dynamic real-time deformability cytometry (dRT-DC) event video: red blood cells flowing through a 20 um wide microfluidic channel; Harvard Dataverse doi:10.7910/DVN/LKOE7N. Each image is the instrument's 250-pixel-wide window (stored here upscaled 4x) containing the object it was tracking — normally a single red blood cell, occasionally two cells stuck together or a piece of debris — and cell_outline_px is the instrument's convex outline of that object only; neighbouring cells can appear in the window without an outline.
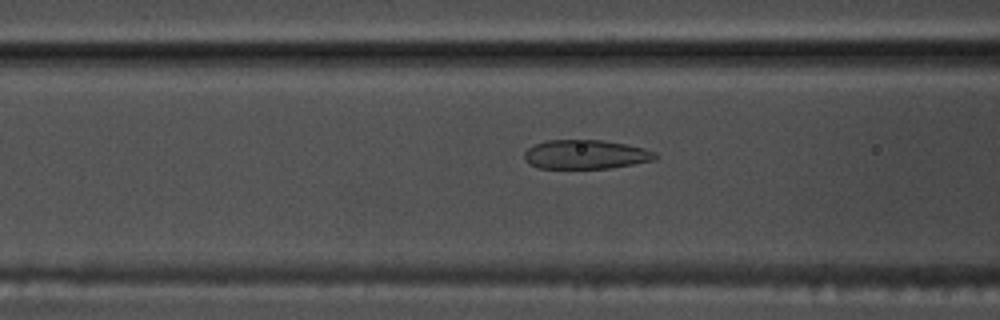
{"species": "common noctule bat (a hibernating species)", "species_latin": "Nyctalus noctula", "temperature_condition": "warm", "stored_images_in_passage": 53, "camera_frame_rate_fps": 3000, "um_per_image_px": 0.085, "animal": {"sex": "male", "body_mass_g": 17.5, "forearm_length_mm": 52.3}, "frame": {"image": 1, "passage_image": 21, "time_ms": 6.667, "image_size_px": [1000, 320], "cell_outline_px": [[660, 156], [656, 160], [612, 168], [536, 168], [528, 164], [524, 160], [524, 152], [528, 148], [536, 144], [548, 140], [600, 140], [624, 144], [644, 148], [656, 152]], "centroid_in_image_um": [49.8, 13.14], "position_along_channel_um": 116.8, "area_um2": 22.37}}
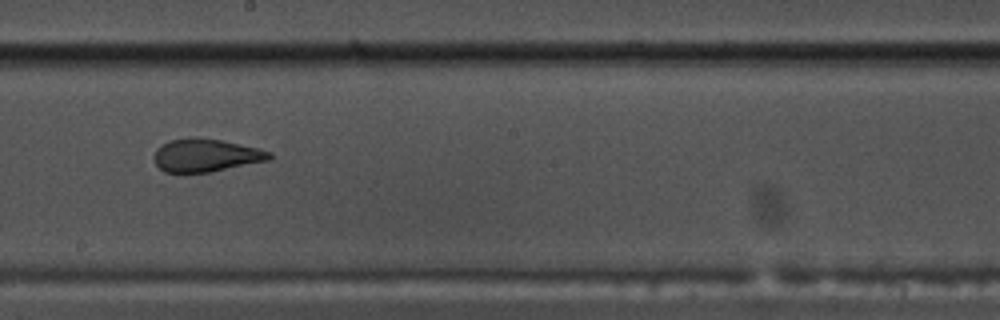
{"frame": {"image": 2, "passage_image": 30, "time_ms": 9.667, "image_size_px": [1000, 320], "cell_outline_px": [[272, 160], [208, 172], [184, 176], [164, 172], [156, 164], [152, 156], [156, 148], [160, 144], [172, 140], [192, 136], [196, 136], [220, 140], [260, 148], [272, 152]], "centroid_in_image_um": [17.45, 13.23], "position_along_channel_um": 230.7, "area_um2": 23.06}}
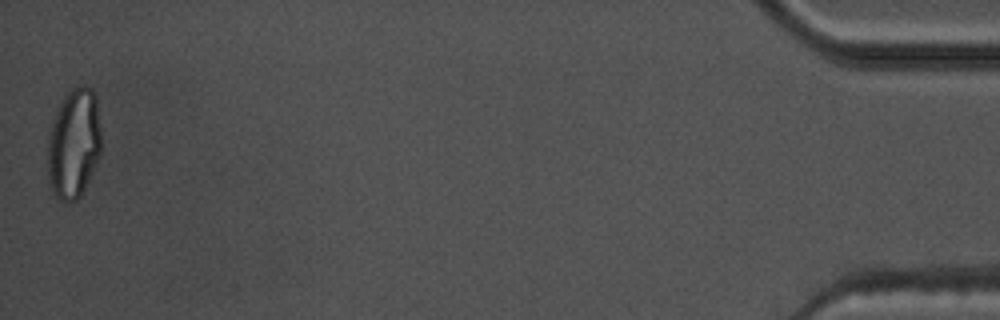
{"frame": {"image": 3, "passage_image": 53, "time_ms": 17.333, "image_size_px": [1000, 320], "cell_outline_px": [[100, 156], [80, 196], [76, 200], [68, 204], [60, 200], [52, 192], [48, 176], [48, 136], [52, 120], [56, 108], [64, 92], [72, 88], [84, 84], [92, 88], [96, 96], [100, 128]], "centroid_in_image_um": [6.26, 12.16], "position_along_channel_um": 428.9, "area_um2": 34.85}, "authors_computed_cell_mechanics": {"area_um2": 24.7384, "velocity_mm_per_s": 3.8122, "shape_relaxation_time_tau1_ms": null, "shape_relaxation_time_tau2_ms": 1.1248, "deformation_change_tau1": null, "deformation_change_tau2": 0.0827}}